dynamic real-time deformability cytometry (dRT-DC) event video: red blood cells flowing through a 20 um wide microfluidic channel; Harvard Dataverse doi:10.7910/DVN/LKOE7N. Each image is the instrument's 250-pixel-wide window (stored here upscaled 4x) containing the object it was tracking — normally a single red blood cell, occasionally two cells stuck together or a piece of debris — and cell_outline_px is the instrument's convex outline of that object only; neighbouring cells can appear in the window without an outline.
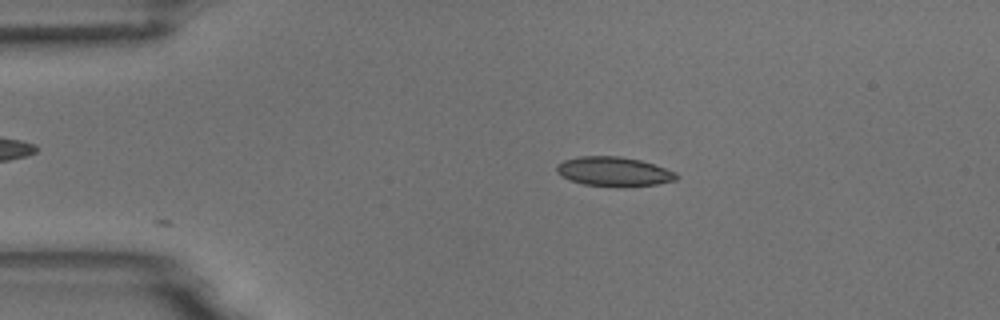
{"species": "common noctule bat (a hibernating species)", "species_latin": "Nyctalus noctula", "temperature_condition": "room temperature", "stored_images_in_passage": 3, "camera_frame_rate_fps": 3000, "um_per_image_px": 0.085, "animal": {"sex": "male", "body_mass_g": 18.8}, "frame": {"image": 1, "passage_image": 3, "time_ms": 0.667, "image_size_px": [1000, 320], "cell_outline_px": [[680, 176], [676, 180], [656, 184], [624, 188], [584, 184], [572, 180], [556, 172], [556, 164], [564, 160], [580, 156], [620, 156], [640, 160], [676, 172]], "centroid_in_image_um": [52.2, 14.59], "position_along_channel_um": 32.8, "area_um2": 20.58}}